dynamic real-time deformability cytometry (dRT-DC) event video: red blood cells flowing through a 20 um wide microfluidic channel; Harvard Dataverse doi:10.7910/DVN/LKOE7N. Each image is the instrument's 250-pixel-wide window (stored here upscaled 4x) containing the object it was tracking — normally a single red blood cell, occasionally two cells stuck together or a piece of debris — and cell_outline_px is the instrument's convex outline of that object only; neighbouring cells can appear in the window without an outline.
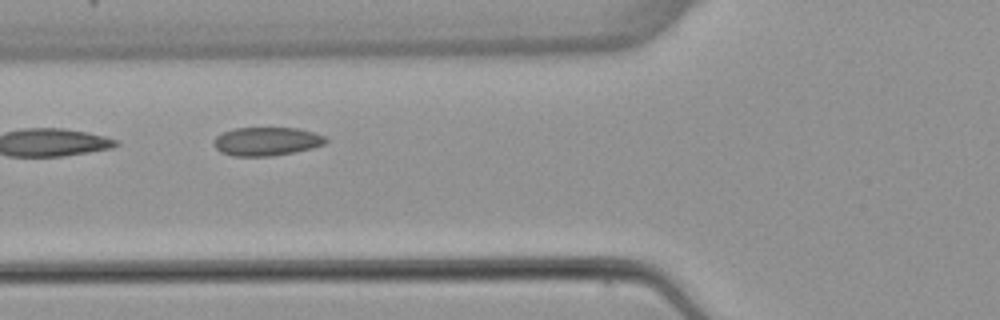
{"species": "common noctule bat (a hibernating species)", "species_latin": "Nyctalus noctula", "temperature_condition": "warm", "stored_images_in_passage": 3, "camera_frame_rate_fps": 3000, "um_per_image_px": 0.085, "animal": {"sex": "female", "body_mass_g": 22.7, "forearm_length_mm": 54.2}, "frame": {"image": 1, "passage_image": 2, "time_ms": 1.333, "image_size_px": [1000, 320], "cell_outline_px": [[328, 140], [324, 144], [312, 148], [272, 156], [232, 156], [220, 152], [212, 144], [216, 136], [224, 132], [236, 128], [300, 128], [324, 136]], "centroid_in_image_um": [22.64, 12.02], "position_along_channel_um": 103.2, "area_um2": 18.55}}
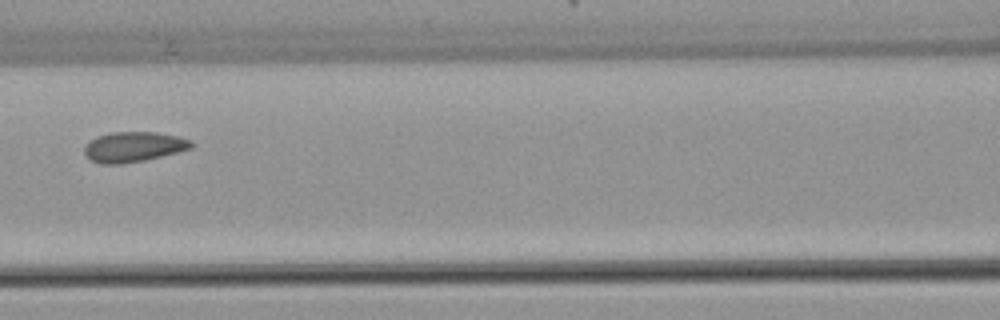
{"frame": {"image": 2, "passage_image": 3, "time_ms": 2.667, "image_size_px": [1000, 320], "cell_outline_px": [[196, 144], [192, 148], [144, 160], [120, 164], [100, 164], [88, 160], [84, 152], [84, 148], [96, 136], [112, 132], [156, 132], [176, 136], [192, 140]], "centroid_in_image_um": [11.35, 12.48], "position_along_channel_um": 155.2, "area_um2": 18.79}}